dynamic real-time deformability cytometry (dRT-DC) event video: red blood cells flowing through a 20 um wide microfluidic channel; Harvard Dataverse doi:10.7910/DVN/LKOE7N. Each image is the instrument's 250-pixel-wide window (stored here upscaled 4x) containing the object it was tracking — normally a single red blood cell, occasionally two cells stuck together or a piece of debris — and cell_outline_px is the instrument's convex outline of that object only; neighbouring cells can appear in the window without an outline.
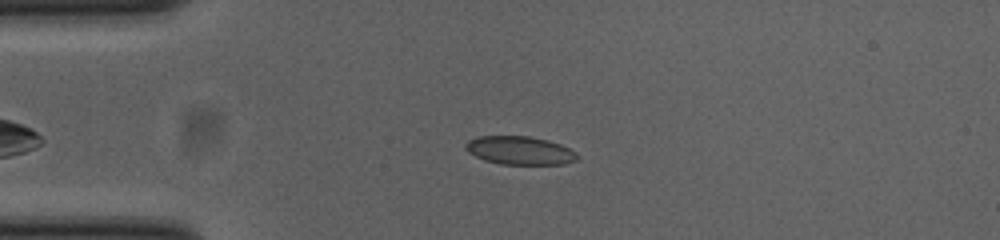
{"species": "common noctule bat (a hibernating species)", "species_latin": "Nyctalus noctula", "temperature_condition": "cold", "stored_images_in_passage": 43, "camera_frame_rate_fps": 3000, "um_per_image_px": 0.085, "animal": {"sex": "female", "body_mass_g": 23.0, "forearm_length_mm": 53.4}, "frame": {"image": 1, "passage_image": 9, "time_ms": 2.667, "image_size_px": [1000, 240], "cell_outline_px": [[580, 156], [576, 160], [564, 164], [500, 164], [484, 160], [468, 152], [464, 148], [464, 144], [468, 140], [480, 136], [528, 136], [548, 140], [560, 144], [576, 152]], "centroid_in_image_um": [44.17, 12.79], "position_along_channel_um": 40.8, "area_um2": 18.5}}
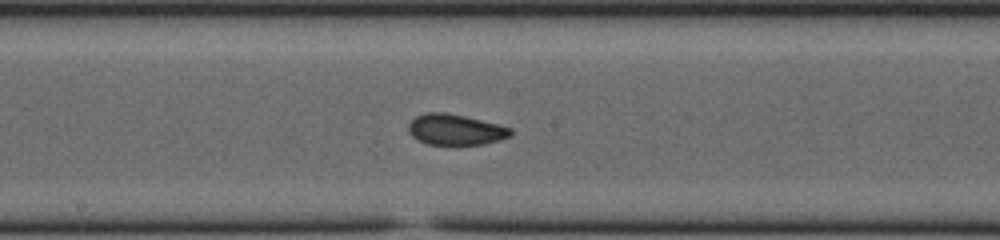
{"frame": {"image": 2, "passage_image": 24, "time_ms": 7.667, "image_size_px": [1000, 240], "cell_outline_px": [[512, 136], [500, 140], [484, 144], [428, 144], [412, 136], [408, 128], [408, 124], [416, 116], [424, 112], [444, 112], [464, 116], [500, 124], [512, 128]], "centroid_in_image_um": [38.75, 11.0], "position_along_channel_um": 209.4, "area_um2": 18.32}}
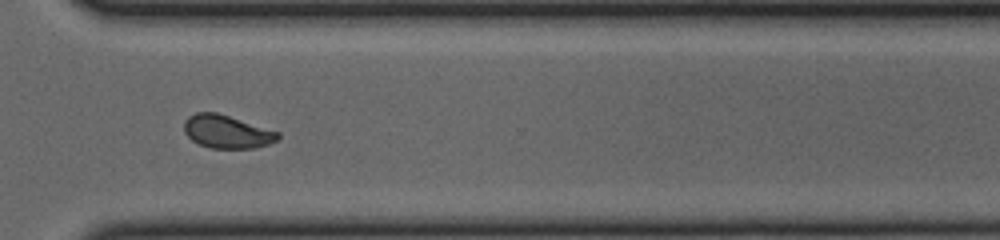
{"frame": {"image": 3, "passage_image": 35, "time_ms": 11.333, "image_size_px": [1000, 240], "cell_outline_px": [[280, 136], [276, 140], [268, 144], [256, 148], [212, 148], [200, 144], [192, 140], [184, 132], [184, 120], [188, 116], [196, 112], [216, 112], [280, 132]], "centroid_in_image_um": [19.27, 11.19], "position_along_channel_um": 351.3, "area_um2": 18.03}, "authors_computed_cell_mechanics": {"area_um2": 18.4382, "velocity_mm_per_s": 3.866, "shape_relaxation_time_tau1_ms": null, "shape_relaxation_time_tau2_ms": 1.2366, "deformation_change_tau1": null, "deformation_change_tau2": 0.0433}}